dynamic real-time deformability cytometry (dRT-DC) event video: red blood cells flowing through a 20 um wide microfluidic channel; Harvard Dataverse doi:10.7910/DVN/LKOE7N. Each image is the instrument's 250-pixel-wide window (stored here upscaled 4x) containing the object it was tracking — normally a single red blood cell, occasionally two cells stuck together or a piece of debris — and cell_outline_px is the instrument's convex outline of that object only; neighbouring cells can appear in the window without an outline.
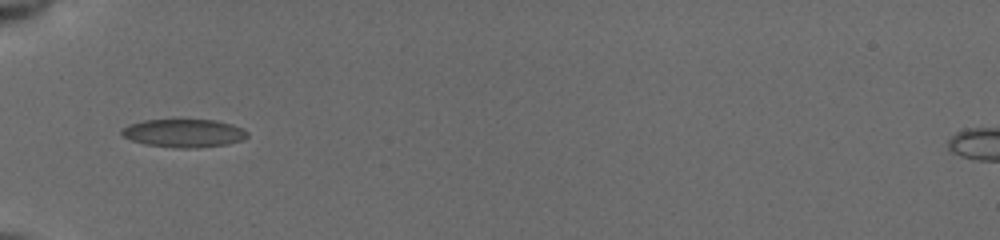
{"species": "common noctule bat (a hibernating species)", "species_latin": "Nyctalus noctula", "temperature_condition": "cold", "stored_images_in_passage": 16, "camera_frame_rate_fps": 3000, "um_per_image_px": 0.085, "animal": {"sex": "female", "body_mass_g": 19.5, "forearm_length_mm": 54.1}, "frame": {"image": 1, "passage_image": 3, "time_ms": 1.667, "image_size_px": [1000, 240], "cell_outline_px": [[248, 136], [244, 140], [228, 144], [196, 148], [180, 148], [144, 144], [132, 140], [124, 136], [120, 132], [120, 128], [128, 124], [144, 120], [172, 116], [216, 120], [232, 124], [244, 128], [248, 132]], "centroid_in_image_um": [15.62, 11.26], "position_along_channel_um": 69.4, "area_um2": 21.85}}
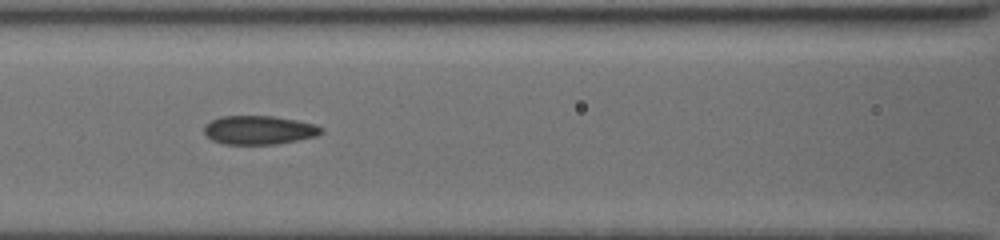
{"frame": {"image": 2, "passage_image": 9, "time_ms": 3.667, "image_size_px": [1000, 240], "cell_outline_px": [[324, 132], [316, 136], [276, 144], [224, 144], [212, 140], [204, 132], [204, 124], [220, 116], [272, 116], [296, 120], [316, 124], [324, 128]], "centroid_in_image_um": [22.03, 11.05], "position_along_channel_um": 144.6, "area_um2": 19.65}}
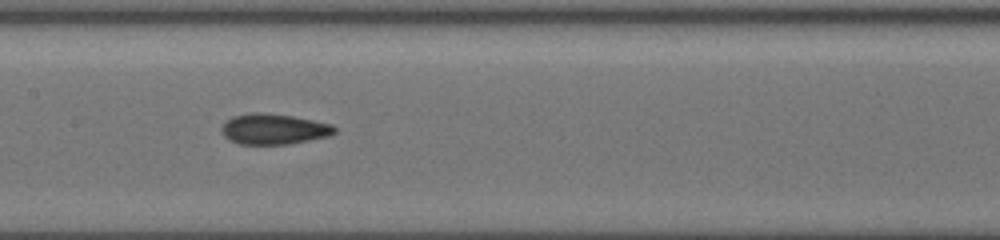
{"frame": {"image": 3, "passage_image": 12, "time_ms": 4.667, "image_size_px": [1000, 240], "cell_outline_px": [[336, 132], [328, 136], [288, 144], [240, 144], [228, 140], [224, 136], [220, 128], [232, 116], [252, 112], [260, 112], [292, 116], [332, 124], [336, 128]], "centroid_in_image_um": [23.25, 10.97], "position_along_channel_um": 184.2, "area_um2": 20.06}}